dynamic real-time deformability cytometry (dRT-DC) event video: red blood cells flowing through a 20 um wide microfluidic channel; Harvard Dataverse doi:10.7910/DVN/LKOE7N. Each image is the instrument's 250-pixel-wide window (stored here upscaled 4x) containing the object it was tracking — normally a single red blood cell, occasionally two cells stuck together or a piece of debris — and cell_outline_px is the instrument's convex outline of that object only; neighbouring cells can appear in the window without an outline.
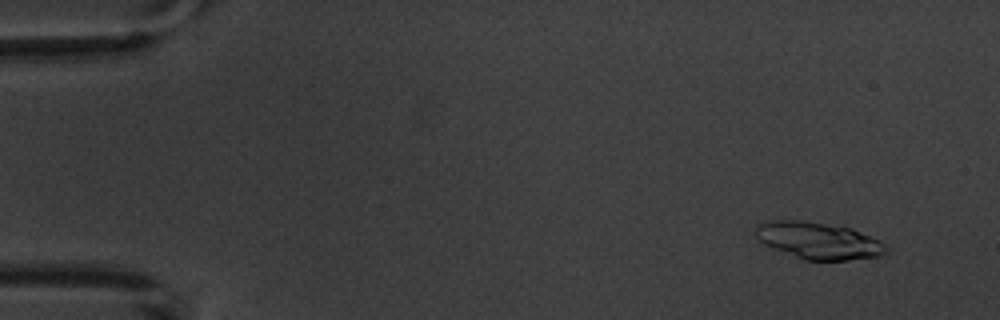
{"species": "common noctule bat (a hibernating species)", "species_latin": "Nyctalus noctula", "temperature_condition": "warm", "stored_images_in_passage": 7, "camera_frame_rate_fps": 3000, "um_per_image_px": 0.085, "animal": {"sex": "male", "body_mass_g": 20.1, "forearm_length_mm": 53.5}, "frame": {"image": 1, "passage_image": 2, "time_ms": 1.333, "image_size_px": [1000, 320], "cell_outline_px": [[888, 252], [880, 256], [848, 260], [804, 260], [764, 244], [756, 236], [756, 224], [764, 220], [800, 220], [848, 228], [868, 236], [884, 244], [888, 248]], "centroid_in_image_um": [69.52, 20.46], "position_along_channel_um": 15.5, "area_um2": 27.57}}